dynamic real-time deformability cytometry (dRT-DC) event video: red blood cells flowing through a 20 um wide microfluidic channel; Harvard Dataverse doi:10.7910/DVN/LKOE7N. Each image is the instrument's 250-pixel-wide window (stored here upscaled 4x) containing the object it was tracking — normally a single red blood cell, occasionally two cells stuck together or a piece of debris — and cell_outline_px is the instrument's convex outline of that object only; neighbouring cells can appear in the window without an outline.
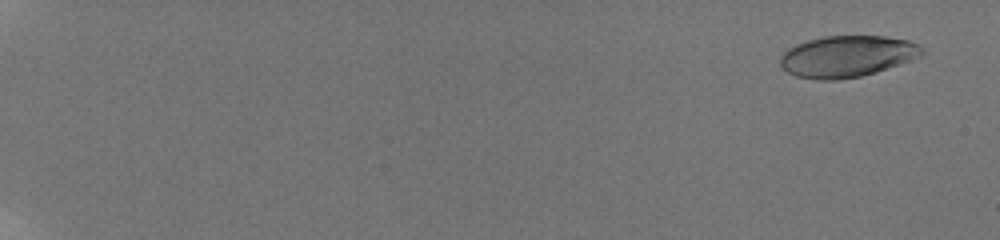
{"species": "human", "species_latin": "Homo sapiens", "temperature_condition": "room temperature", "stored_images_in_passage": 56, "camera_frame_rate_fps": 3000, "um_per_image_px": 0.085, "donor": {"sex": "male"}, "frame": {"image": 1, "passage_image": 1, "time_ms": 0.0, "image_size_px": [1000, 240], "cell_outline_px": [[924, 52], [920, 56], [912, 60], [876, 72], [860, 76], [836, 80], [816, 80], [796, 76], [788, 72], [780, 64], [780, 56], [788, 48], [796, 44], [808, 40], [824, 36], [884, 36], [908, 40], [916, 44]], "centroid_in_image_um": [71.98, 4.79], "position_along_channel_um": 13.0, "area_um2": 34.1}}
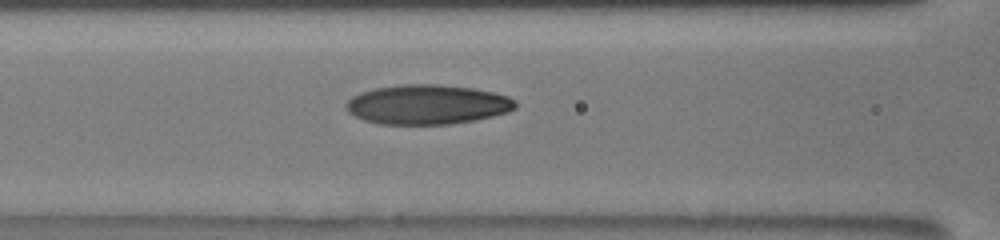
{"frame": {"image": 2, "passage_image": 28, "time_ms": 9.0, "image_size_px": [1000, 240], "cell_outline_px": [[516, 108], [508, 112], [492, 116], [472, 120], [448, 124], [380, 124], [364, 120], [348, 112], [344, 104], [352, 96], [360, 92], [376, 88], [400, 84], [440, 84], [472, 88], [492, 92], [508, 96], [516, 100]], "centroid_in_image_um": [36.3, 8.87], "position_along_channel_um": 130.3, "area_um2": 39.07}}
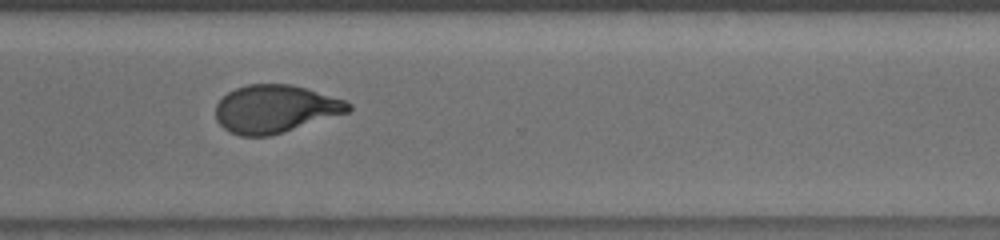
{"frame": {"image": 3, "passage_image": 45, "time_ms": 14.667, "image_size_px": [1000, 240], "cell_outline_px": [[352, 108], [348, 112], [268, 136], [240, 136], [224, 128], [216, 120], [216, 104], [228, 92], [236, 88], [248, 84], [292, 84], [344, 100], [352, 104]], "centroid_in_image_um": [23.37, 9.25], "position_along_channel_um": 347.2, "area_um2": 36.47}, "authors_computed_cell_mechanics": {"area_um2": 36.8764, "velocity_mm_per_s": 3.8388, "shape_relaxation_time_tau1_ms": 5.2919, "shape_relaxation_time_tau2_ms": 1.5466, "deformation_change_tau1": 0.2105, "deformation_change_tau2": 0.0793}}